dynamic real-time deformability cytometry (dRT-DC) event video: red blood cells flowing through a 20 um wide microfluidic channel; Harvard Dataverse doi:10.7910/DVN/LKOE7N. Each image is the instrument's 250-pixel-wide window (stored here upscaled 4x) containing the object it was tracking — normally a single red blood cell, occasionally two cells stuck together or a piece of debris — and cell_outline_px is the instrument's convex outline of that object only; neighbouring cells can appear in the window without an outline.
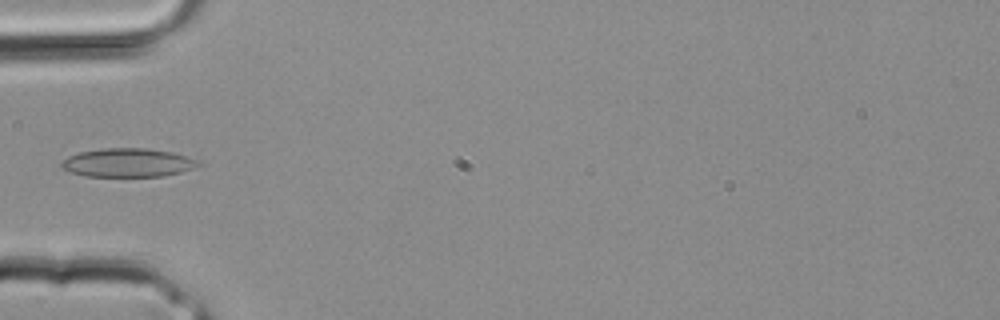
{"species": "common noctule bat (a hibernating species)", "species_latin": "Nyctalus noctula", "temperature_condition": "room temperature", "stored_images_in_passage": 4, "camera_frame_rate_fps": 3000, "um_per_image_px": 0.085, "animal": {"sex": "male", "body_mass_g": 20.4}, "frame": {"image": 1, "passage_image": 4, "time_ms": 1.0, "image_size_px": [1000, 320], "cell_outline_px": [[200, 164], [192, 168], [180, 172], [164, 176], [84, 176], [60, 168], [60, 164], [68, 156], [80, 152], [104, 148], [144, 148], [172, 152], [200, 160]], "centroid_in_image_um": [10.85, 13.82], "position_along_channel_um": 74.1, "area_um2": 22.72}}